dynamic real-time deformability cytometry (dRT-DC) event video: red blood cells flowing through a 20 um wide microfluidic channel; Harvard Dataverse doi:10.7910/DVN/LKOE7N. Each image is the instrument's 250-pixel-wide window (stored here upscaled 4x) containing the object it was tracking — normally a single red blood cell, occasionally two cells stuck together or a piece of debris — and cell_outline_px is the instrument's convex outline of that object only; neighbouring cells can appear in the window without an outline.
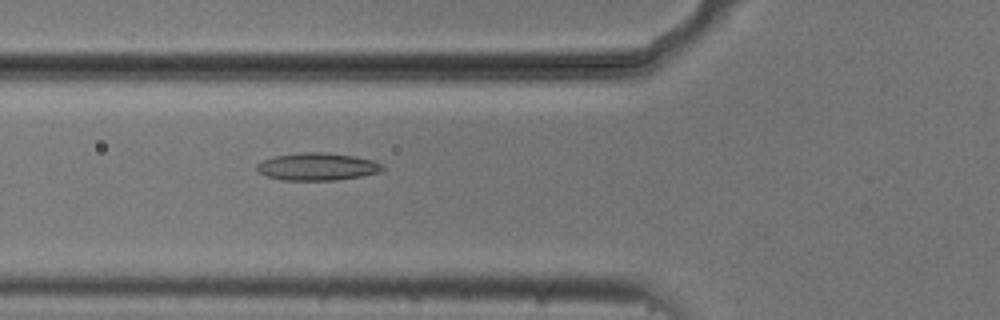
{"species": "common noctule bat (a hibernating species)", "species_latin": "Nyctalus noctula", "temperature_condition": "cold", "stored_images_in_passage": 54, "camera_frame_rate_fps": 3000, "um_per_image_px": 0.085, "animal": {"sex": "male", "body_mass_g": 20.5, "forearm_length_mm": 52.5}, "frame": {"image": 1, "passage_image": 20, "time_ms": 6.333, "image_size_px": [1000, 320], "cell_outline_px": [[384, 168], [380, 172], [360, 176], [336, 180], [284, 180], [268, 176], [260, 172], [256, 168], [256, 164], [260, 160], [276, 156], [304, 152], [324, 152], [356, 156], [372, 160], [384, 164]], "centroid_in_image_um": [26.99, 14.16], "position_along_channel_um": 98.8, "area_um2": 20.11}}
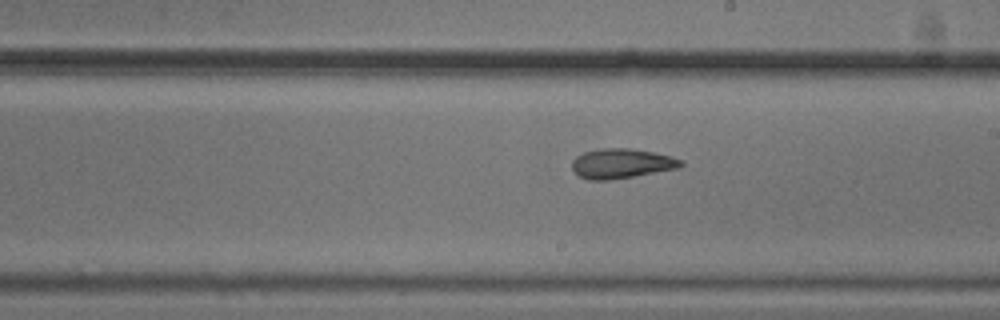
{"frame": {"image": 2, "passage_image": 31, "time_ms": 10.0, "image_size_px": [1000, 320], "cell_outline_px": [[684, 164], [680, 168], [608, 180], [588, 180], [580, 176], [572, 168], [572, 160], [576, 156], [584, 152], [600, 148], [628, 148], [652, 152], [672, 156], [680, 160]], "centroid_in_image_um": [52.82, 13.89], "position_along_channel_um": 236.2, "area_um2": 18.73}}
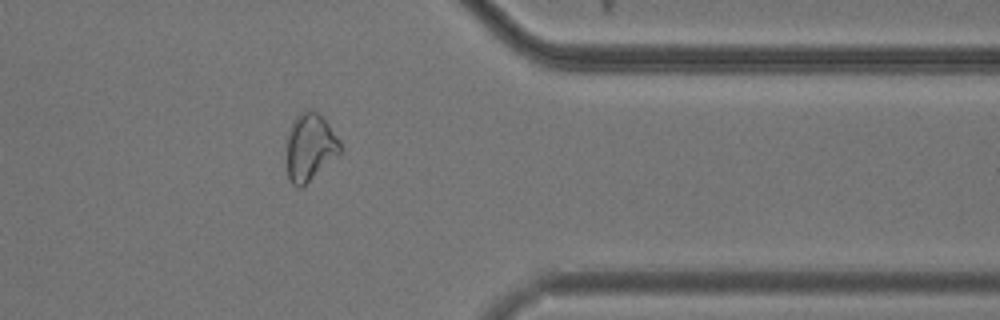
{"frame": {"image": 3, "passage_image": 44, "time_ms": 14.333, "image_size_px": [1000, 320], "cell_outline_px": [[340, 152], [300, 188], [292, 184], [288, 180], [288, 136], [292, 120], [300, 112], [316, 112], [328, 124], [340, 140]], "centroid_in_image_um": [26.33, 12.5], "position_along_channel_um": 385.1, "area_um2": 20.11}, "authors_computed_cell_mechanics": {"area_um2": 20.4612, "velocity_mm_per_s": 3.7324, "shape_relaxation_time_tau1_ms": null, "shape_relaxation_time_tau2_ms": 2.8768, "deformation_change_tau1": null, "deformation_change_tau2": 0.1051}}